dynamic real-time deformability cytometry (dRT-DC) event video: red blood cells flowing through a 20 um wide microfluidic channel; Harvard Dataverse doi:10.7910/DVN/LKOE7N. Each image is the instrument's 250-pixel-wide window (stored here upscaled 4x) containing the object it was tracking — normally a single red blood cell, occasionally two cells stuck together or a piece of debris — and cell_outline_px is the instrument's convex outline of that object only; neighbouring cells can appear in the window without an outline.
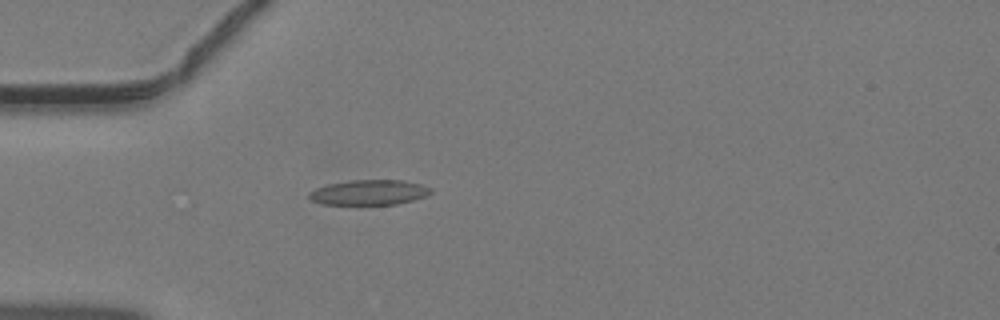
{"species": "common noctule bat (a hibernating species)", "species_latin": "Nyctalus noctula", "temperature_condition": "warm", "stored_images_in_passage": 46, "camera_frame_rate_fps": 3000, "um_per_image_px": 0.085, "animal": {"sex": "male", "body_mass_g": 19.2, "forearm_length_mm": 51.8}, "frame": {"image": 1, "passage_image": 14, "time_ms": 4.333, "image_size_px": [1000, 320], "cell_outline_px": [[432, 192], [428, 196], [396, 204], [320, 204], [312, 200], [308, 196], [308, 192], [316, 188], [328, 184], [348, 180], [404, 180], [420, 184], [432, 188]], "centroid_in_image_um": [31.38, 16.35], "position_along_channel_um": 53.6, "area_um2": 17.86}}
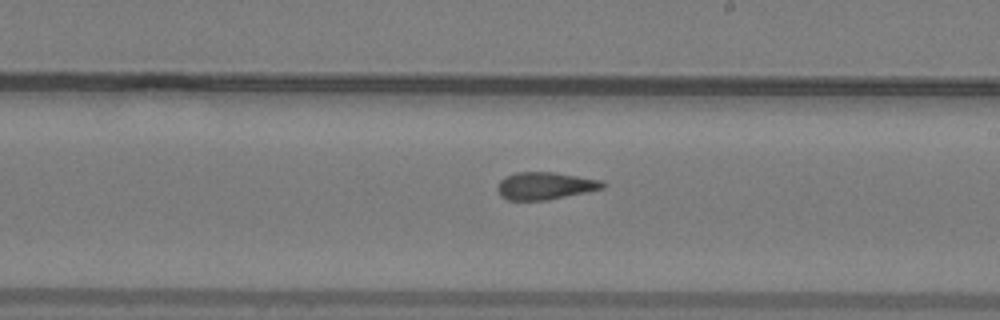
{"frame": {"image": 2, "passage_image": 27, "time_ms": 8.667, "image_size_px": [1000, 320], "cell_outline_px": [[608, 184], [604, 188], [548, 200], [508, 200], [500, 196], [496, 188], [500, 180], [504, 176], [516, 172], [556, 172], [604, 180]], "centroid_in_image_um": [46.35, 15.78], "position_along_channel_um": 242.7, "area_um2": 17.11}}
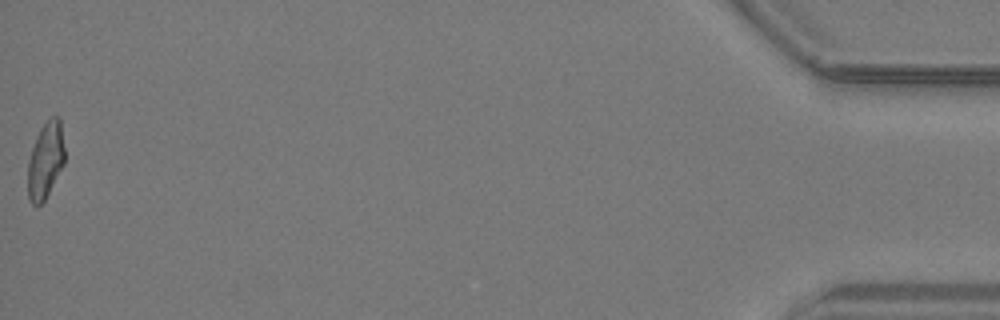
{"frame": {"image": 3, "passage_image": 46, "time_ms": 15.0, "image_size_px": [1000, 320], "cell_outline_px": [[64, 164], [44, 200], [40, 204], [32, 204], [28, 200], [28, 160], [36, 136], [40, 128], [52, 116], [60, 116], [64, 148]], "centroid_in_image_um": [3.86, 13.61], "position_along_channel_um": 431.3, "area_um2": 16.3}}